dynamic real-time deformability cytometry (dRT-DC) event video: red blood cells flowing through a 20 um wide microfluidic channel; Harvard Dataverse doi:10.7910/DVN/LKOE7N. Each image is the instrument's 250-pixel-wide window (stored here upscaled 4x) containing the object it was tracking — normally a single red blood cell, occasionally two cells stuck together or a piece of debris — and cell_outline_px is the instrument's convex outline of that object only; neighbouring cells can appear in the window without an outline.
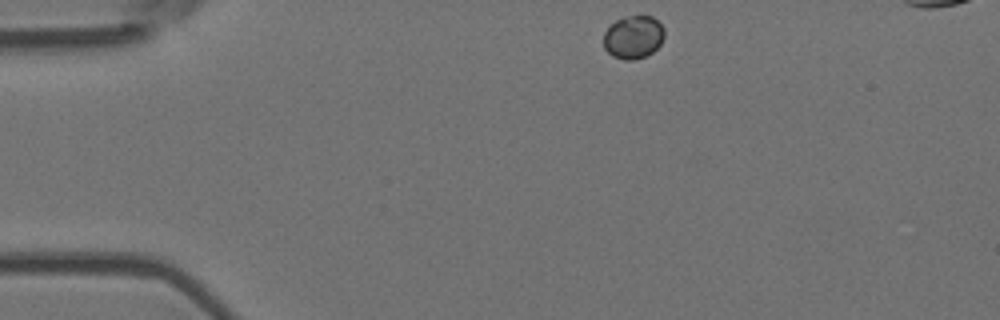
{"species": "Egyptian fruit bat (a non-hibernating species)", "species_latin": "Rousettus aegyptiacus", "temperature_condition": "room temperature", "stored_images_in_passage": 7, "camera_frame_rate_fps": 3000, "um_per_image_px": 0.085, "animal": {"sex": "female"}, "frame": {"image": 1, "passage_image": 1, "time_ms": 0.0, "image_size_px": [1000, 320], "cell_outline_px": [[664, 36], [660, 44], [652, 52], [644, 56], [632, 60], [624, 60], [612, 56], [604, 48], [604, 32], [616, 20], [624, 16], [652, 16], [664, 28]], "centroid_in_image_um": [53.82, 3.15], "position_along_channel_um": 31.2, "area_um2": 15.14}}
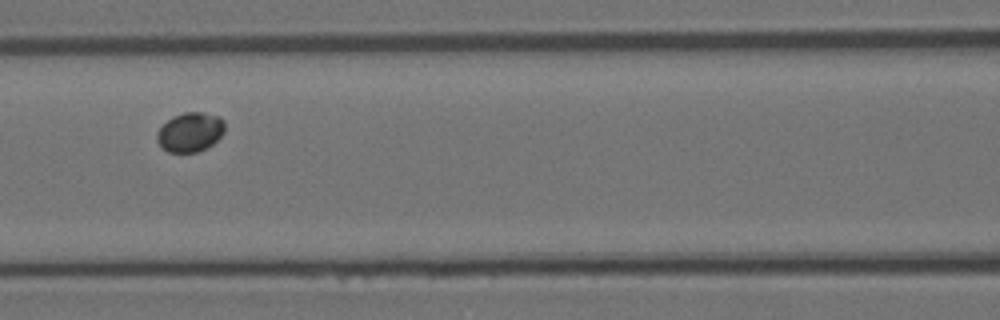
{"frame": {"image": 2, "passage_image": 5, "time_ms": 1.333, "image_size_px": [1000, 320], "cell_outline_px": [[224, 132], [212, 144], [196, 152], [168, 152], [156, 140], [156, 132], [172, 116], [184, 112], [204, 112], [220, 116], [224, 120]], "centroid_in_image_um": [16.16, 11.2], "position_along_channel_um": 150.4, "area_um2": 15.49}}
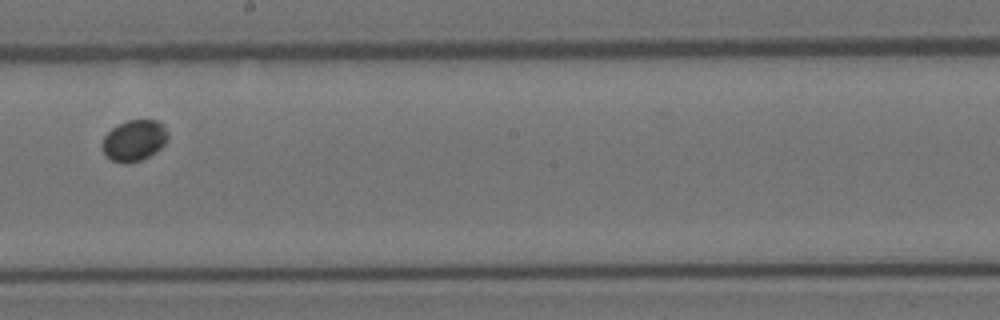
{"frame": {"image": 3, "passage_image": 7, "time_ms": 2.0, "image_size_px": [1000, 320], "cell_outline_px": [[168, 136], [164, 144], [156, 152], [140, 160], [112, 160], [104, 152], [104, 136], [112, 128], [128, 120], [156, 120], [164, 124], [168, 132]], "centroid_in_image_um": [11.47, 11.88], "position_along_channel_um": 236.7, "area_um2": 15.03}}